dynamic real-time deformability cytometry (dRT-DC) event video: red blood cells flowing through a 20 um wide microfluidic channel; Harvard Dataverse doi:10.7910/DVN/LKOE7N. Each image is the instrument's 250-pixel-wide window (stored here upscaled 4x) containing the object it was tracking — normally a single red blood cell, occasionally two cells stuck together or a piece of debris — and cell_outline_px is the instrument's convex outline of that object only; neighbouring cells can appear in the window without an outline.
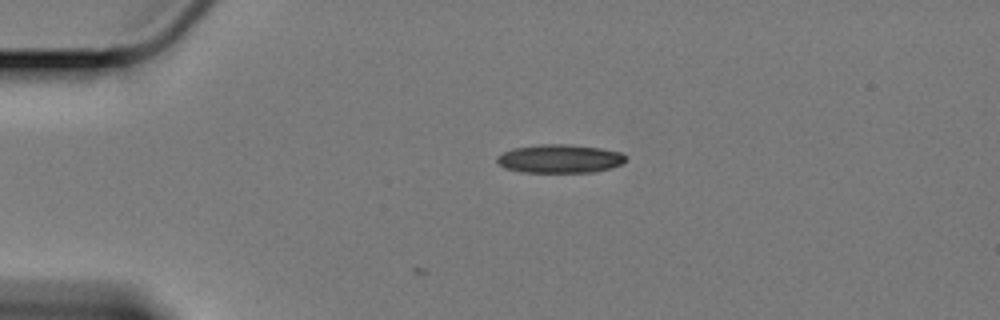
{"species": "Egyptian fruit bat (a non-hibernating species)", "species_latin": "Rousettus aegyptiacus", "temperature_condition": "cold", "stored_images_in_passage": 14, "camera_frame_rate_fps": 3000, "um_per_image_px": 0.085, "animal": {"sex": "female"}, "frame": {"image": 1, "passage_image": 1, "time_ms": 0.0, "image_size_px": [1000, 320], "cell_outline_px": [[628, 156], [620, 164], [596, 172], [520, 172], [504, 168], [496, 160], [496, 156], [512, 148], [540, 144], [568, 144], [600, 148], [620, 152]], "centroid_in_image_um": [47.54, 13.49], "position_along_channel_um": 37.5, "area_um2": 21.39}}
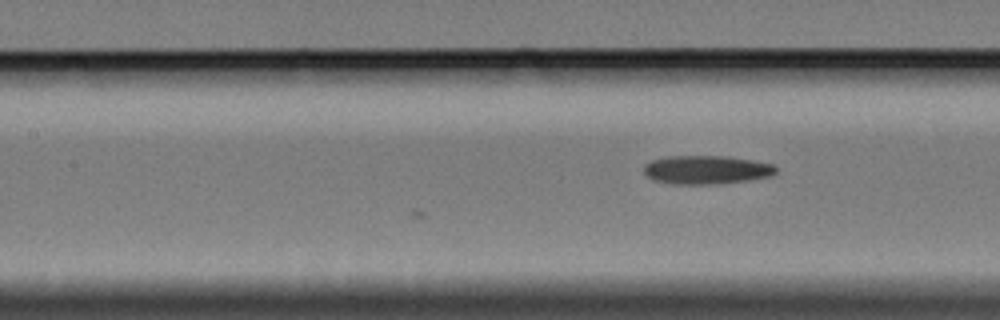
{"frame": {"image": 2, "passage_image": 14, "time_ms": 4.333, "image_size_px": [1000, 320], "cell_outline_px": [[776, 172], [772, 176], [748, 180], [720, 184], [672, 184], [652, 180], [644, 172], [644, 164], [652, 160], [668, 156], [728, 156], [752, 160], [772, 164], [776, 168]], "centroid_in_image_um": [60.03, 14.43], "position_along_channel_um": 147.4, "area_um2": 22.14}}